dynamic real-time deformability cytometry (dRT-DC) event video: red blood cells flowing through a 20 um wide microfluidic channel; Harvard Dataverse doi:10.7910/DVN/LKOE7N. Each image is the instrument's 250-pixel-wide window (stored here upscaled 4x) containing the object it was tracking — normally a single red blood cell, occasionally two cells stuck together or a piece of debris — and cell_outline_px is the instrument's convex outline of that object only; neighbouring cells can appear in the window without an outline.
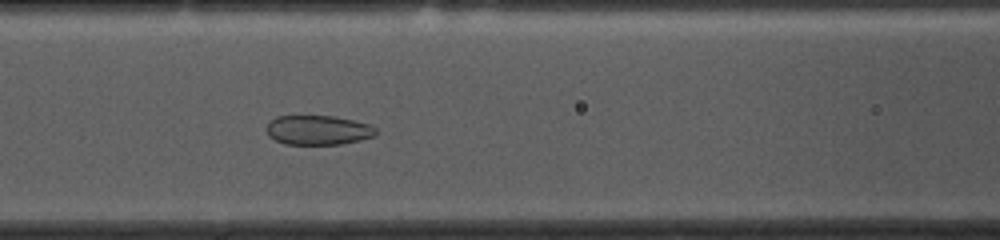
{"species": "common noctule bat (a hibernating species)", "species_latin": "Nyctalus noctula", "temperature_condition": "cold", "stored_images_in_passage": 54, "camera_frame_rate_fps": 3000, "um_per_image_px": 0.085, "animal": {"sex": "female", "body_mass_g": 10.0, "forearm_length_mm": 53.1}, "frame": {"image": 1, "passage_image": 22, "time_ms": 7.0, "image_size_px": [1000, 240], "cell_outline_px": [[376, 136], [360, 140], [340, 144], [284, 144], [268, 136], [268, 124], [276, 116], [336, 116], [356, 120], [368, 124], [376, 128]], "centroid_in_image_um": [27.07, 11.05], "position_along_channel_um": 139.5, "area_um2": 18.79}}
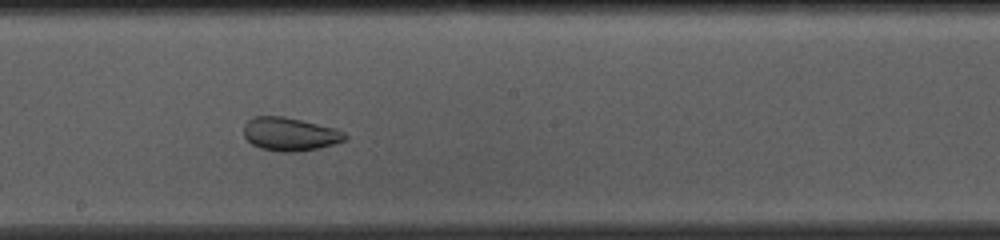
{"frame": {"image": 2, "passage_image": 29, "time_ms": 9.333, "image_size_px": [1000, 240], "cell_outline_px": [[348, 140], [320, 148], [296, 152], [280, 152], [260, 148], [252, 144], [244, 136], [244, 124], [252, 116], [284, 116], [336, 128], [344, 132], [348, 136]], "centroid_in_image_um": [24.66, 11.4], "position_along_channel_um": 223.5, "area_um2": 19.94}}
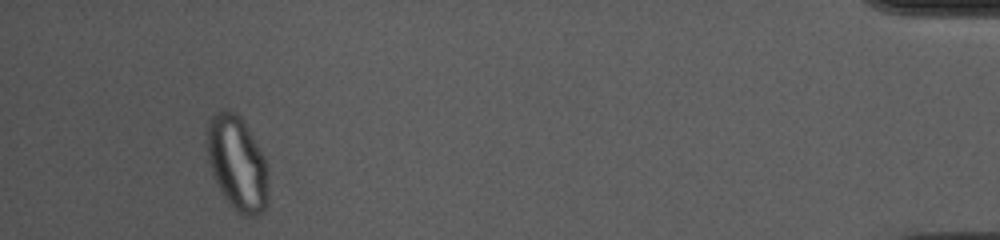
{"frame": {"image": 3, "passage_image": 51, "time_ms": 16.667, "image_size_px": [1000, 240], "cell_outline_px": [[268, 204], [264, 212], [256, 216], [240, 216], [236, 212], [224, 196], [212, 172], [208, 160], [208, 120], [216, 112], [228, 108], [240, 116], [248, 128], [264, 156], [268, 196]], "centroid_in_image_um": [20.18, 13.9], "position_along_channel_um": 415.0, "area_um2": 33.47}}